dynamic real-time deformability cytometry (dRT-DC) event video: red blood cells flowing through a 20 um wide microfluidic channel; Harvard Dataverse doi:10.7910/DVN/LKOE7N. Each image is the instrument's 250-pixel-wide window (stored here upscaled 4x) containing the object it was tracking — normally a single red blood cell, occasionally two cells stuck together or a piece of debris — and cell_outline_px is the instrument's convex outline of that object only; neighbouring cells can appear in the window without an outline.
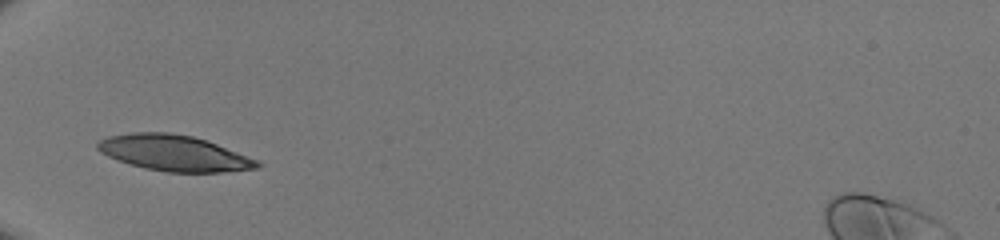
{"species": "human", "species_latin": "Homo sapiens", "temperature_condition": "room temperature", "stored_images_in_passage": 27, "camera_frame_rate_fps": 3000, "um_per_image_px": 0.085, "donor": {"sex": "male"}, "frame": {"image": 1, "passage_image": 1, "time_ms": 0.0, "image_size_px": [1000, 240], "cell_outline_px": [[264, 164], [260, 168], [220, 172], [164, 172], [144, 168], [128, 164], [116, 160], [100, 152], [96, 148], [96, 144], [100, 140], [108, 136], [132, 132], [168, 132], [192, 136], [216, 144], [256, 160]], "centroid_in_image_um": [14.74, 13.01], "position_along_channel_um": 70.3, "area_um2": 33.23}}
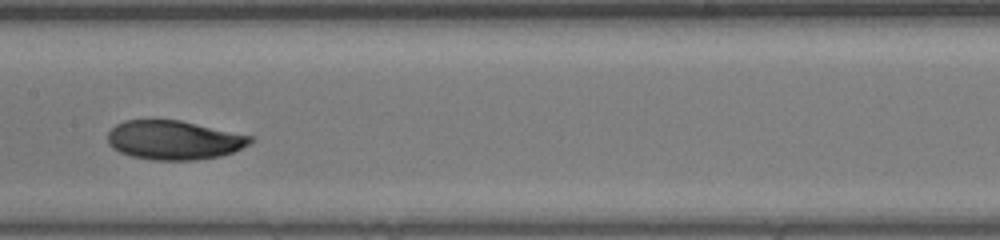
{"frame": {"image": 2, "passage_image": 10, "time_ms": 3.0, "image_size_px": [1000, 240], "cell_outline_px": [[252, 140], [248, 144], [232, 152], [220, 156], [196, 160], [152, 160], [132, 156], [120, 152], [112, 148], [108, 144], [108, 132], [116, 124], [124, 120], [180, 120], [252, 136]], "centroid_in_image_um": [14.74, 11.91], "position_along_channel_um": 192.7, "area_um2": 32.31}}
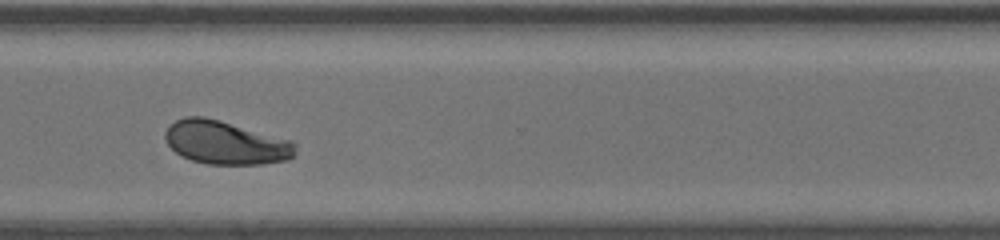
{"frame": {"image": 3, "passage_image": 21, "time_ms": 6.667, "image_size_px": [1000, 240], "cell_outline_px": [[296, 144], [292, 156], [288, 160], [264, 164], [208, 164], [192, 160], [180, 156], [168, 144], [164, 136], [164, 132], [176, 120], [184, 116], [204, 116], [220, 120], [292, 140]], "centroid_in_image_um": [19.17, 12.12], "position_along_channel_um": 351.4, "area_um2": 32.95}}